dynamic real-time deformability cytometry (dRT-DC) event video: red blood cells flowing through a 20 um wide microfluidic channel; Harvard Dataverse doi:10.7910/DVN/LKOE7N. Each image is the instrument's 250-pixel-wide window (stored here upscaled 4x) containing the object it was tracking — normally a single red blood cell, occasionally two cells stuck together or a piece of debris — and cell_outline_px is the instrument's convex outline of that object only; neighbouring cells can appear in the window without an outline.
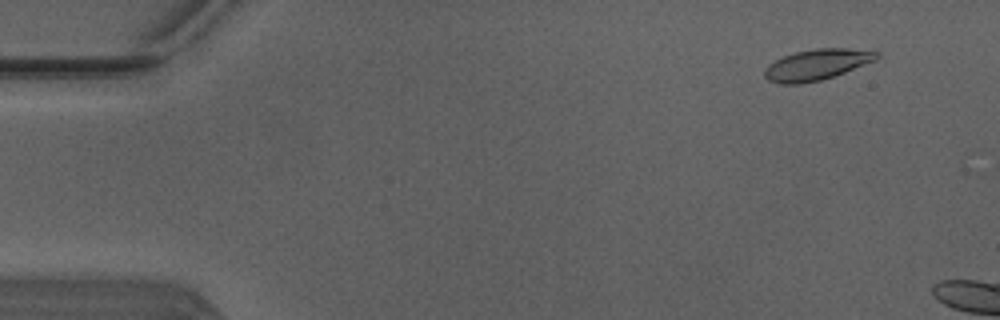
{"species": "Egyptian fruit bat (a non-hibernating species)", "species_latin": "Rousettus aegyptiacus", "temperature_condition": "warm", "stored_images_in_passage": 7, "camera_frame_rate_fps": 3000, "um_per_image_px": 0.085, "animal": {"sex": "male"}, "frame": {"image": 1, "passage_image": 2, "time_ms": 0.333, "image_size_px": [1000, 320], "cell_outline_px": [[880, 56], [876, 60], [844, 72], [820, 80], [800, 84], [780, 84], [768, 80], [764, 76], [764, 68], [768, 64], [784, 56], [796, 52], [816, 48], [848, 48], [880, 52]], "centroid_in_image_um": [69.41, 5.49], "position_along_channel_um": 15.6, "area_um2": 20.06}}